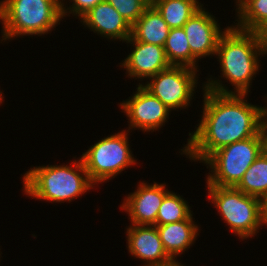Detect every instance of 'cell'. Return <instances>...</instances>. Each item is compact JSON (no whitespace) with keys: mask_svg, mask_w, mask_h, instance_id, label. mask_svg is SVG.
Returning a JSON list of instances; mask_svg holds the SVG:
<instances>
[{"mask_svg":"<svg viewBox=\"0 0 267 266\" xmlns=\"http://www.w3.org/2000/svg\"><path fill=\"white\" fill-rule=\"evenodd\" d=\"M202 89L201 121L196 130L189 133L188 142L181 149V154L191 161L203 163L220 148L256 136L267 126V105L248 103L247 94H222Z\"/></svg>","mask_w":267,"mask_h":266,"instance_id":"cell-1","label":"cell"},{"mask_svg":"<svg viewBox=\"0 0 267 266\" xmlns=\"http://www.w3.org/2000/svg\"><path fill=\"white\" fill-rule=\"evenodd\" d=\"M215 55H218L221 77L229 80L235 90H229L222 80L212 77L208 78L203 88L222 94L248 95L252 79L260 70L259 56L265 57L267 52L259 32L244 31L232 25L227 26L220 36Z\"/></svg>","mask_w":267,"mask_h":266,"instance_id":"cell-2","label":"cell"},{"mask_svg":"<svg viewBox=\"0 0 267 266\" xmlns=\"http://www.w3.org/2000/svg\"><path fill=\"white\" fill-rule=\"evenodd\" d=\"M68 165L30 168L23 175L24 193L34 199L55 203L71 202L94 187L82 159Z\"/></svg>","mask_w":267,"mask_h":266,"instance_id":"cell-3","label":"cell"},{"mask_svg":"<svg viewBox=\"0 0 267 266\" xmlns=\"http://www.w3.org/2000/svg\"><path fill=\"white\" fill-rule=\"evenodd\" d=\"M62 19V0L0 1L1 41L48 34Z\"/></svg>","mask_w":267,"mask_h":266,"instance_id":"cell-4","label":"cell"},{"mask_svg":"<svg viewBox=\"0 0 267 266\" xmlns=\"http://www.w3.org/2000/svg\"><path fill=\"white\" fill-rule=\"evenodd\" d=\"M266 148L267 126L256 136L215 151L203 162L211 170L207 176V185L235 187Z\"/></svg>","mask_w":267,"mask_h":266,"instance_id":"cell-5","label":"cell"},{"mask_svg":"<svg viewBox=\"0 0 267 266\" xmlns=\"http://www.w3.org/2000/svg\"><path fill=\"white\" fill-rule=\"evenodd\" d=\"M208 197L231 232L240 239L254 237L265 225L262 200L235 187L207 185Z\"/></svg>","mask_w":267,"mask_h":266,"instance_id":"cell-6","label":"cell"},{"mask_svg":"<svg viewBox=\"0 0 267 266\" xmlns=\"http://www.w3.org/2000/svg\"><path fill=\"white\" fill-rule=\"evenodd\" d=\"M128 130H122L94 143L81 159L90 180L96 185L108 181L137 164L130 150Z\"/></svg>","mask_w":267,"mask_h":266,"instance_id":"cell-7","label":"cell"},{"mask_svg":"<svg viewBox=\"0 0 267 266\" xmlns=\"http://www.w3.org/2000/svg\"><path fill=\"white\" fill-rule=\"evenodd\" d=\"M196 69L187 66L171 65L149 78L142 86L157 97L170 110L185 109L190 105L197 89Z\"/></svg>","mask_w":267,"mask_h":266,"instance_id":"cell-8","label":"cell"},{"mask_svg":"<svg viewBox=\"0 0 267 266\" xmlns=\"http://www.w3.org/2000/svg\"><path fill=\"white\" fill-rule=\"evenodd\" d=\"M137 91L126 101L120 103V109L129 118V130L140 129L143 132L159 130L169 119L171 110L157 97L153 96L139 83Z\"/></svg>","mask_w":267,"mask_h":266,"instance_id":"cell-9","label":"cell"},{"mask_svg":"<svg viewBox=\"0 0 267 266\" xmlns=\"http://www.w3.org/2000/svg\"><path fill=\"white\" fill-rule=\"evenodd\" d=\"M183 29L192 53V68L197 70L199 59L215 56L219 38L227 28L222 31L215 17L201 7L184 24Z\"/></svg>","mask_w":267,"mask_h":266,"instance_id":"cell-10","label":"cell"},{"mask_svg":"<svg viewBox=\"0 0 267 266\" xmlns=\"http://www.w3.org/2000/svg\"><path fill=\"white\" fill-rule=\"evenodd\" d=\"M139 183L138 189L129 193L120 207L128 214L131 224L156 226L159 207L170 191L166 189L165 183L147 184L144 181Z\"/></svg>","mask_w":267,"mask_h":266,"instance_id":"cell-11","label":"cell"},{"mask_svg":"<svg viewBox=\"0 0 267 266\" xmlns=\"http://www.w3.org/2000/svg\"><path fill=\"white\" fill-rule=\"evenodd\" d=\"M126 234L128 251L131 256L145 261L142 266H163L174 261L166 253L155 225L131 224Z\"/></svg>","mask_w":267,"mask_h":266,"instance_id":"cell-12","label":"cell"},{"mask_svg":"<svg viewBox=\"0 0 267 266\" xmlns=\"http://www.w3.org/2000/svg\"><path fill=\"white\" fill-rule=\"evenodd\" d=\"M125 42L134 47L123 63H120L128 77L149 79L171 66L162 46L135 41L131 36Z\"/></svg>","mask_w":267,"mask_h":266,"instance_id":"cell-13","label":"cell"},{"mask_svg":"<svg viewBox=\"0 0 267 266\" xmlns=\"http://www.w3.org/2000/svg\"><path fill=\"white\" fill-rule=\"evenodd\" d=\"M80 22L101 37L125 42L131 36V25L117 10L103 0L80 18Z\"/></svg>","mask_w":267,"mask_h":266,"instance_id":"cell-14","label":"cell"},{"mask_svg":"<svg viewBox=\"0 0 267 266\" xmlns=\"http://www.w3.org/2000/svg\"><path fill=\"white\" fill-rule=\"evenodd\" d=\"M193 220L192 214L183 221L156 225L164 249L174 261L194 244L199 235V227Z\"/></svg>","mask_w":267,"mask_h":266,"instance_id":"cell-15","label":"cell"},{"mask_svg":"<svg viewBox=\"0 0 267 266\" xmlns=\"http://www.w3.org/2000/svg\"><path fill=\"white\" fill-rule=\"evenodd\" d=\"M170 28L156 8L150 4L141 17L131 26L135 41L164 46Z\"/></svg>","mask_w":267,"mask_h":266,"instance_id":"cell-16","label":"cell"},{"mask_svg":"<svg viewBox=\"0 0 267 266\" xmlns=\"http://www.w3.org/2000/svg\"><path fill=\"white\" fill-rule=\"evenodd\" d=\"M151 4L162 15L170 29L182 28L204 5L198 0H151Z\"/></svg>","mask_w":267,"mask_h":266,"instance_id":"cell-17","label":"cell"},{"mask_svg":"<svg viewBox=\"0 0 267 266\" xmlns=\"http://www.w3.org/2000/svg\"><path fill=\"white\" fill-rule=\"evenodd\" d=\"M238 23L234 27L261 32L267 26V0H237Z\"/></svg>","mask_w":267,"mask_h":266,"instance_id":"cell-18","label":"cell"},{"mask_svg":"<svg viewBox=\"0 0 267 266\" xmlns=\"http://www.w3.org/2000/svg\"><path fill=\"white\" fill-rule=\"evenodd\" d=\"M235 188L261 200L267 196V148L250 165Z\"/></svg>","mask_w":267,"mask_h":266,"instance_id":"cell-19","label":"cell"},{"mask_svg":"<svg viewBox=\"0 0 267 266\" xmlns=\"http://www.w3.org/2000/svg\"><path fill=\"white\" fill-rule=\"evenodd\" d=\"M163 48L171 65L192 68V53L183 27L170 29Z\"/></svg>","mask_w":267,"mask_h":266,"instance_id":"cell-20","label":"cell"},{"mask_svg":"<svg viewBox=\"0 0 267 266\" xmlns=\"http://www.w3.org/2000/svg\"><path fill=\"white\" fill-rule=\"evenodd\" d=\"M188 202L177 195L169 192L159 207L156 225L170 224L188 219L192 215Z\"/></svg>","mask_w":267,"mask_h":266,"instance_id":"cell-21","label":"cell"},{"mask_svg":"<svg viewBox=\"0 0 267 266\" xmlns=\"http://www.w3.org/2000/svg\"><path fill=\"white\" fill-rule=\"evenodd\" d=\"M111 4L131 26L141 17L151 0H105Z\"/></svg>","mask_w":267,"mask_h":266,"instance_id":"cell-22","label":"cell"},{"mask_svg":"<svg viewBox=\"0 0 267 266\" xmlns=\"http://www.w3.org/2000/svg\"><path fill=\"white\" fill-rule=\"evenodd\" d=\"M72 2V5L69 7L65 6L62 2V17L70 16L69 14H74V16H78L81 18L85 15L90 9L94 8L98 3L103 0H69ZM67 7V9H66ZM68 13V14H67Z\"/></svg>","mask_w":267,"mask_h":266,"instance_id":"cell-23","label":"cell"},{"mask_svg":"<svg viewBox=\"0 0 267 266\" xmlns=\"http://www.w3.org/2000/svg\"><path fill=\"white\" fill-rule=\"evenodd\" d=\"M262 207L264 223L267 226V196L262 200Z\"/></svg>","mask_w":267,"mask_h":266,"instance_id":"cell-24","label":"cell"},{"mask_svg":"<svg viewBox=\"0 0 267 266\" xmlns=\"http://www.w3.org/2000/svg\"><path fill=\"white\" fill-rule=\"evenodd\" d=\"M262 43L267 52V26L260 32Z\"/></svg>","mask_w":267,"mask_h":266,"instance_id":"cell-25","label":"cell"},{"mask_svg":"<svg viewBox=\"0 0 267 266\" xmlns=\"http://www.w3.org/2000/svg\"><path fill=\"white\" fill-rule=\"evenodd\" d=\"M163 266H184V265L181 264L178 260H175V261L171 262L170 264L163 265Z\"/></svg>","mask_w":267,"mask_h":266,"instance_id":"cell-26","label":"cell"},{"mask_svg":"<svg viewBox=\"0 0 267 266\" xmlns=\"http://www.w3.org/2000/svg\"><path fill=\"white\" fill-rule=\"evenodd\" d=\"M3 92L2 91H0V104H2V102L4 101L3 100V94H2Z\"/></svg>","mask_w":267,"mask_h":266,"instance_id":"cell-27","label":"cell"}]
</instances>
